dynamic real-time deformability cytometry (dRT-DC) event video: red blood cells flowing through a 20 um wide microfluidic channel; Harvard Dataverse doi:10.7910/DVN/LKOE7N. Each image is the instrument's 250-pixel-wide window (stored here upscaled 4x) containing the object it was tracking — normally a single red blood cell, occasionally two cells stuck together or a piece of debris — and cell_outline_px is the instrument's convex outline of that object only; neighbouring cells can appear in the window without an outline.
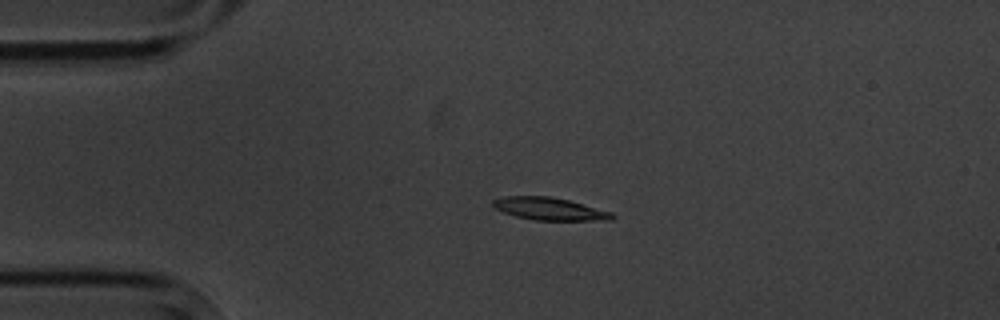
{"species": "common noctule bat (a hibernating species)", "species_latin": "Nyctalus noctula", "temperature_condition": "cold", "stored_images_in_passage": 4, "camera_frame_rate_fps": 3000, "um_per_image_px": 0.085, "animal": {"sex": "male", "body_mass_g": 20.1, "forearm_length_mm": 53.5}, "frame": {"image": 1, "passage_image": 3, "time_ms": 3.333, "image_size_px": [1000, 320], "cell_outline_px": [[616, 216], [612, 220], [536, 220], [516, 216], [492, 208], [492, 200], [504, 196], [548, 196], [568, 200], [612, 212]], "centroid_in_image_um": [46.69, 17.75], "position_along_channel_um": 38.3, "area_um2": 15.61}}